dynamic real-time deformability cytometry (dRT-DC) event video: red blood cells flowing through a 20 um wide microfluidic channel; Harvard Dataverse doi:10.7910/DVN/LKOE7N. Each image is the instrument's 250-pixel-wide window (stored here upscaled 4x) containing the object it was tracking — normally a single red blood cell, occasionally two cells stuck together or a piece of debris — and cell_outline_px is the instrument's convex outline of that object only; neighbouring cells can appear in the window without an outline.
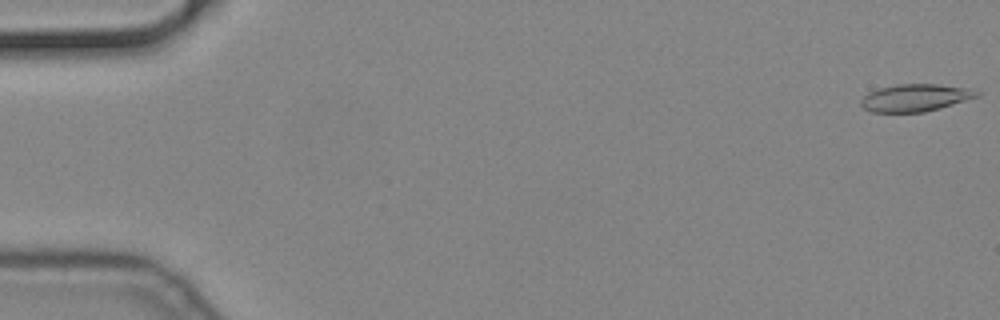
{"species": "common noctule bat (a hibernating species)", "species_latin": "Nyctalus noctula", "temperature_condition": "cold", "stored_images_in_passage": 51, "camera_frame_rate_fps": 3000, "um_per_image_px": 0.085, "animal": {"sex": "male", "body_mass_g": 19.2, "forearm_length_mm": 51.8}, "frame": {"image": 1, "passage_image": 1, "time_ms": 0.0, "image_size_px": [1000, 320], "cell_outline_px": [[980, 96], [940, 108], [924, 112], [872, 112], [864, 108], [860, 104], [860, 100], [868, 92], [880, 88], [896, 84], [936, 84], [968, 88], [980, 92]], "centroid_in_image_um": [77.79, 8.31], "position_along_channel_um": 7.2, "area_um2": 18.44}}
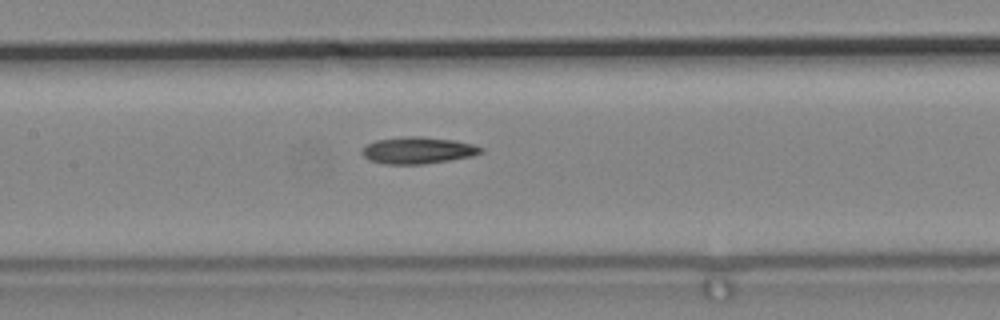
{"frame": {"image": 2, "passage_image": 27, "time_ms": 8.667, "image_size_px": [1000, 320], "cell_outline_px": [[484, 152], [472, 156], [424, 164], [384, 164], [368, 160], [360, 152], [368, 144], [376, 140], [408, 136], [420, 136], [452, 140], [472, 144], [484, 148]], "centroid_in_image_um": [35.52, 12.78], "position_along_channel_um": 171.9, "area_um2": 18.44}}
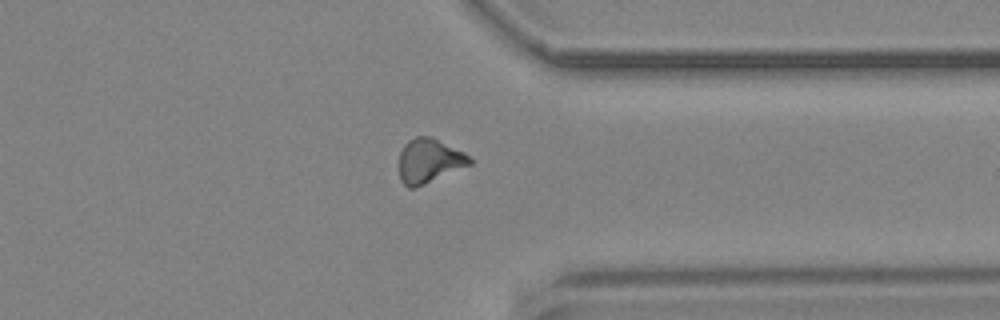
{"frame": {"image": 3, "passage_image": 44, "time_ms": 14.333, "image_size_px": [1000, 320], "cell_outline_px": [[472, 164], [424, 184], [412, 188], [408, 188], [400, 180], [400, 152], [404, 144], [408, 140], [416, 136], [432, 136], [464, 152], [472, 160]], "centroid_in_image_um": [36.48, 13.65], "position_along_channel_um": 374.9, "area_um2": 18.15}}